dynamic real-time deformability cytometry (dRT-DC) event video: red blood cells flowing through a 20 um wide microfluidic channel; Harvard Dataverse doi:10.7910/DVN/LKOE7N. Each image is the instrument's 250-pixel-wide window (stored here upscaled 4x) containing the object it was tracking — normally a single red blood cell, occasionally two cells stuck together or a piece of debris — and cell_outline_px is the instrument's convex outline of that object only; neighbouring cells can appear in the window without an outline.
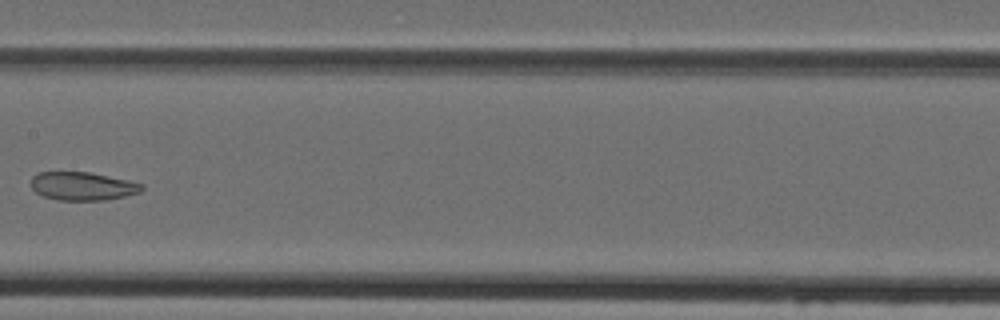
{"species": "Egyptian fruit bat (a non-hibernating species)", "species_latin": "Rousettus aegyptiacus", "temperature_condition": "cold", "stored_images_in_passage": 8, "camera_frame_rate_fps": 3000, "um_per_image_px": 0.085, "animal": {"sex": "female"}, "frame": {"image": 1, "passage_image": 8, "time_ms": 8.0, "image_size_px": [1000, 320], "cell_outline_px": [[144, 188], [140, 192], [124, 196], [104, 200], [56, 200], [40, 196], [32, 188], [32, 176], [40, 172], [88, 172], [128, 180], [144, 184]], "centroid_in_image_um": [7.01, 15.83], "position_along_channel_um": 200.4, "area_um2": 18.26}}